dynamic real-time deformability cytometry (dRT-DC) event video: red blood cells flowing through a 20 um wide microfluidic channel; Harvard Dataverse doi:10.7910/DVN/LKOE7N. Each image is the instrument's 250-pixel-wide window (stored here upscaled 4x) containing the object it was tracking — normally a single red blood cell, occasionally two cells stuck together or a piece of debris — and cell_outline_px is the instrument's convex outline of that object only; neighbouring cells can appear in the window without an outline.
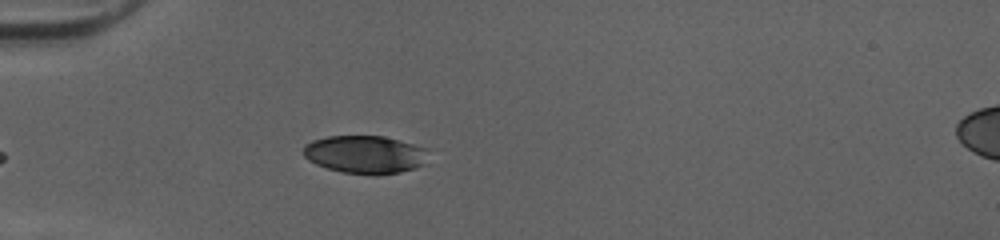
{"species": "human", "species_latin": "Homo sapiens", "temperature_condition": "cold", "stored_images_in_passage": 36, "camera_frame_rate_fps": 3000, "um_per_image_px": 0.085, "donor": {"sex": "female"}, "frame": {"image": 1, "passage_image": 1, "time_ms": 0.0, "image_size_px": [1000, 240], "cell_outline_px": [[424, 164], [416, 168], [400, 172], [380, 176], [376, 176], [340, 172], [316, 164], [308, 160], [304, 156], [304, 144], [312, 140], [328, 136], [384, 136], [412, 144], [424, 148]], "centroid_in_image_um": [30.97, 13.15], "position_along_channel_um": 54.0, "area_um2": 27.63}}
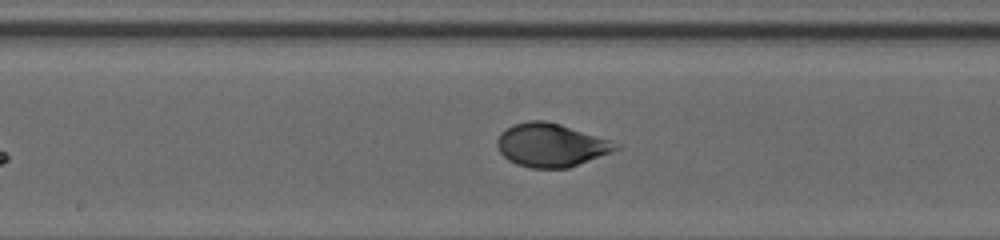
{"frame": {"image": 2, "passage_image": 13, "time_ms": 4.0, "image_size_px": [1000, 240], "cell_outline_px": [[624, 148], [568, 168], [532, 168], [516, 164], [508, 160], [500, 152], [496, 144], [496, 140], [500, 132], [512, 124], [528, 120], [544, 120], [560, 124], [620, 144]], "centroid_in_image_um": [46.82, 12.33], "position_along_channel_um": 201.4, "area_um2": 30.06}}
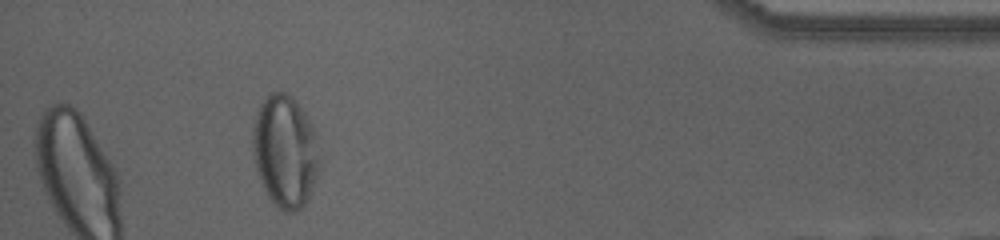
{"frame": {"image": 3, "passage_image": 32, "time_ms": 10.333, "image_size_px": [1000, 240], "cell_outline_px": [[320, 164], [316, 180], [304, 204], [296, 212], [284, 212], [272, 204], [260, 184], [256, 172], [252, 156], [252, 124], [256, 112], [260, 104], [272, 92], [284, 92], [292, 96], [304, 112], [312, 124], [316, 132], [320, 160]], "centroid_in_image_um": [24.21, 12.88], "position_along_channel_um": 411.0, "area_um2": 44.56}, "authors_computed_cell_mechanics": {"area_um2": 30.5473, "velocity_mm_per_s": 4.0427, "shape_relaxation_time_tau1_ms": 3.9992, "shape_relaxation_time_tau2_ms": null, "deformation_change_tau1": 0.1598, "deformation_change_tau2": null}}